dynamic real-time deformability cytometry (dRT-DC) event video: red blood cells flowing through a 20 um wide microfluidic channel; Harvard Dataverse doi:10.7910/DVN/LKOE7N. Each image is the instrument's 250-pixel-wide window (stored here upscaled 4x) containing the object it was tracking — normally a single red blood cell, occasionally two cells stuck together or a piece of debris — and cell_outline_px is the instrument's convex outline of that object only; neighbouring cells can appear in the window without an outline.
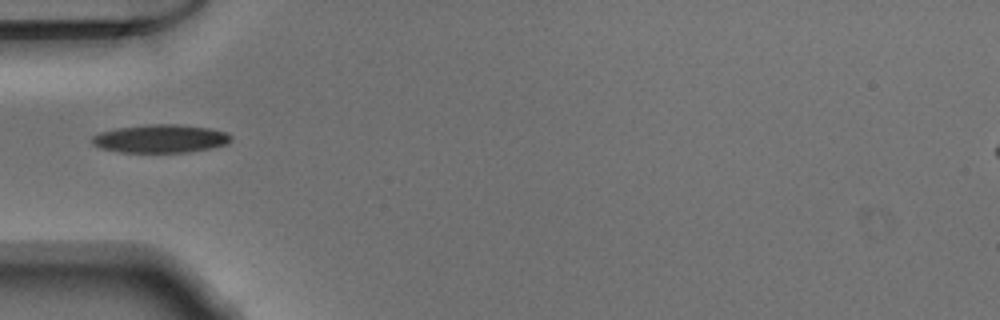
{"species": "Egyptian fruit bat (a non-hibernating species)", "species_latin": "Rousettus aegyptiacus", "temperature_condition": "warm", "stored_images_in_passage": 35, "camera_frame_rate_fps": 3000, "um_per_image_px": 0.085, "animal": {"sex": "male"}, "frame": {"image": 1, "passage_image": 1, "time_ms": 0.0, "image_size_px": [1000, 320], "cell_outline_px": [[232, 140], [224, 144], [212, 148], [188, 152], [120, 152], [100, 148], [92, 144], [92, 136], [100, 132], [116, 128], [148, 124], [180, 124], [208, 128], [228, 132], [232, 136]], "centroid_in_image_um": [13.64, 11.78], "position_along_channel_um": 71.4, "area_um2": 22.95}}
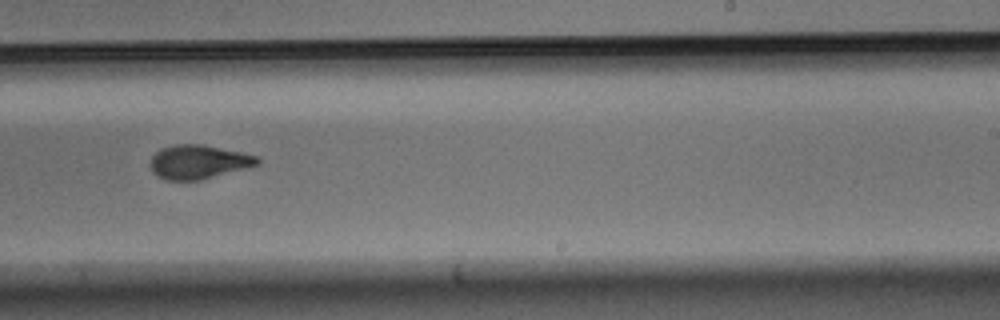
{"frame": {"image": 2, "passage_image": 16, "time_ms": 5.0, "image_size_px": [1000, 320], "cell_outline_px": [[260, 164], [200, 180], [164, 180], [156, 176], [152, 172], [152, 156], [160, 148], [176, 144], [204, 144], [260, 156]], "centroid_in_image_um": [16.88, 13.75], "position_along_channel_um": 272.1, "area_um2": 21.21}}
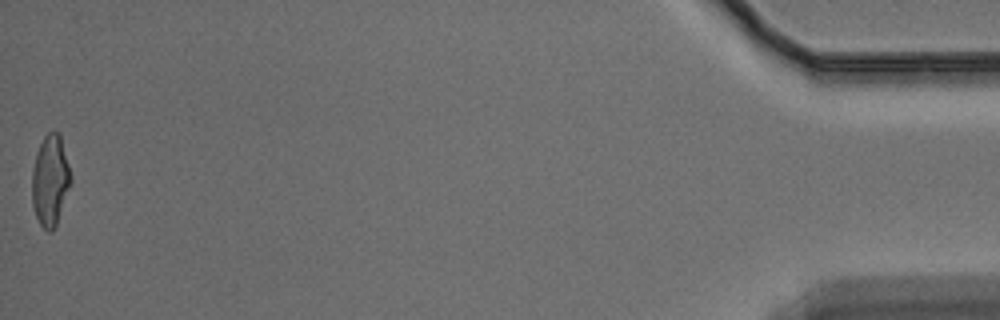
{"frame": {"image": 3, "passage_image": 35, "time_ms": 11.333, "image_size_px": [1000, 320], "cell_outline_px": [[72, 184], [56, 224], [52, 232], [48, 232], [40, 224], [36, 216], [32, 204], [32, 172], [36, 152], [44, 136], [52, 128], [60, 132], [72, 176]], "centroid_in_image_um": [4.29, 15.29], "position_along_channel_um": 430.9, "area_um2": 20.98}}